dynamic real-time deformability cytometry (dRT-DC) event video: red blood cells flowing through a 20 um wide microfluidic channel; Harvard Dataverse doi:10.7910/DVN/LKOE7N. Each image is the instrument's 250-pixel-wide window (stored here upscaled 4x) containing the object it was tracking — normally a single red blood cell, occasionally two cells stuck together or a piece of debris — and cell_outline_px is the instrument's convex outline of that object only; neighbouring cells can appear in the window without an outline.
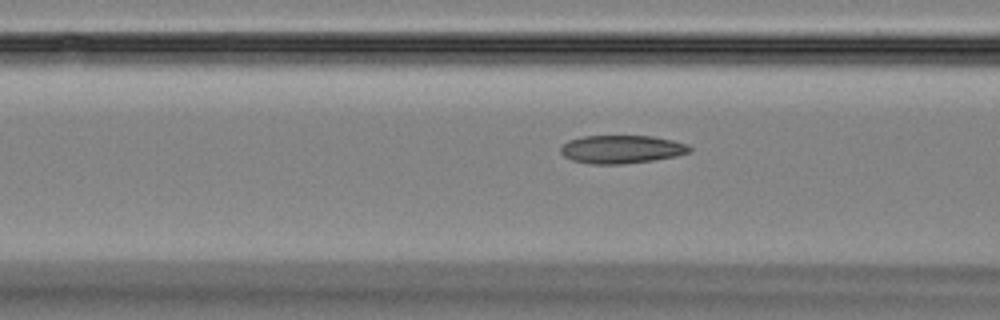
{"species": "Egyptian fruit bat (a non-hibernating species)", "species_latin": "Rousettus aegyptiacus", "temperature_condition": "room temperature", "stored_images_in_passage": 13, "camera_frame_rate_fps": 3000, "um_per_image_px": 0.085, "animal": {"sex": "female"}, "frame": {"image": 1, "passage_image": 10, "time_ms": 3.0, "image_size_px": [1000, 320], "cell_outline_px": [[692, 152], [676, 156], [652, 160], [624, 164], [588, 164], [572, 160], [564, 156], [560, 152], [560, 148], [568, 140], [584, 136], [652, 136], [672, 140], [688, 144], [692, 148]], "centroid_in_image_um": [52.84, 12.69], "position_along_channel_um": 113.8, "area_um2": 21.27}}